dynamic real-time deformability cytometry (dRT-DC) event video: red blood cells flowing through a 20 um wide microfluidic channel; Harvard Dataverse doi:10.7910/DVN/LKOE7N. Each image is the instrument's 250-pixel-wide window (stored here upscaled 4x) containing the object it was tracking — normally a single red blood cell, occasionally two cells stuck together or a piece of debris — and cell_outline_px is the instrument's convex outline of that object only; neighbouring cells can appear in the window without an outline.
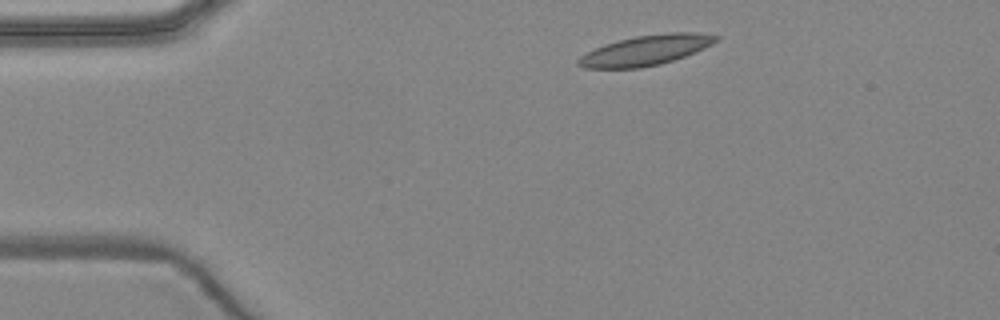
{"species": "common noctule bat (a hibernating species)", "species_latin": "Nyctalus noctula", "temperature_condition": "warm", "stored_images_in_passage": 4, "camera_frame_rate_fps": 3000, "um_per_image_px": 0.085, "animal": {"sex": "female", "body_mass_g": 24.6, "forearm_length_mm": 56.2}, "frame": {"image": 1, "passage_image": 1, "time_ms": 0.0, "image_size_px": [1000, 320], "cell_outline_px": [[720, 40], [696, 52], [660, 64], [640, 68], [584, 68], [576, 64], [576, 60], [580, 56], [604, 44], [636, 36], [668, 32], [696, 32], [720, 36]], "centroid_in_image_um": [54.91, 4.27], "position_along_channel_um": 30.1, "area_um2": 24.1}}
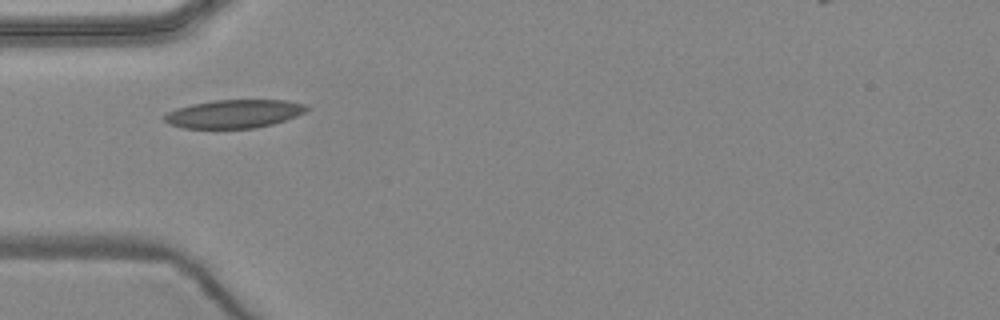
{"frame": {"image": 2, "passage_image": 3, "time_ms": 2.333, "image_size_px": [1000, 320], "cell_outline_px": [[308, 108], [304, 112], [296, 116], [272, 124], [256, 128], [184, 128], [168, 124], [164, 120], [164, 116], [168, 112], [176, 108], [192, 104], [216, 100], [288, 100], [308, 104]], "centroid_in_image_um": [19.91, 9.67], "position_along_channel_um": 65.1, "area_um2": 23.47}}
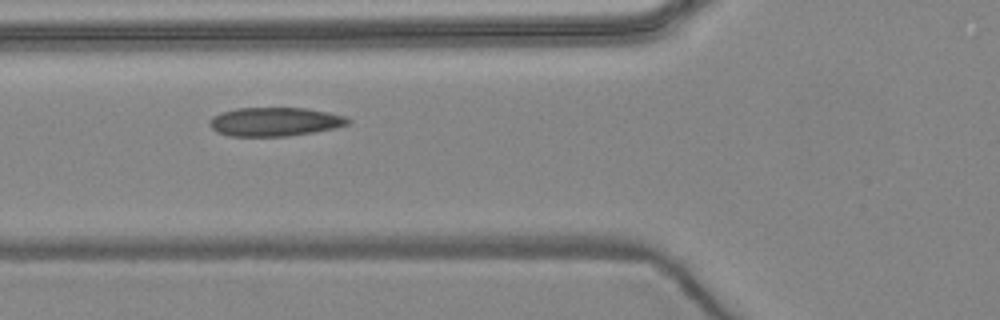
{"frame": {"image": 3, "passage_image": 4, "time_ms": 3.333, "image_size_px": [1000, 320], "cell_outline_px": [[352, 120], [348, 124], [336, 128], [288, 136], [228, 136], [216, 132], [208, 124], [208, 120], [212, 116], [220, 112], [236, 108], [304, 108], [328, 112], [344, 116]], "centroid_in_image_um": [23.31, 10.35], "position_along_channel_um": 102.5, "area_um2": 23.35}}